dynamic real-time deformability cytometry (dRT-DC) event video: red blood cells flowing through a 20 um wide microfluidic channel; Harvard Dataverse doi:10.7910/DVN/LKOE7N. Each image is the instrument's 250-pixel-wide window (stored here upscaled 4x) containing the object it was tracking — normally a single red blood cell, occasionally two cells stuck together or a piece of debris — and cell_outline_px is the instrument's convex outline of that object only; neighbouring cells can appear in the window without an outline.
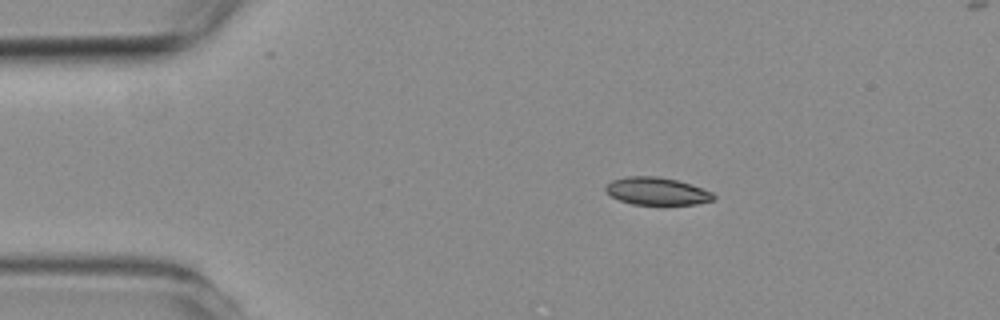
{"species": "common noctule bat (a hibernating species)", "species_latin": "Nyctalus noctula", "temperature_condition": "room temperature", "stored_images_in_passage": 5, "camera_frame_rate_fps": 3000, "um_per_image_px": 0.085, "animal": {"sex": "female", "body_mass_g": 19.3, "forearm_length_mm": 54.1}, "frame": {"image": 1, "passage_image": 2, "time_ms": 2.0, "image_size_px": [1000, 320], "cell_outline_px": [[716, 200], [696, 204], [632, 204], [620, 200], [612, 196], [604, 188], [612, 180], [624, 176], [660, 176], [692, 184], [712, 192], [716, 196]], "centroid_in_image_um": [55.87, 16.24], "position_along_channel_um": 29.1, "area_um2": 17.34}}
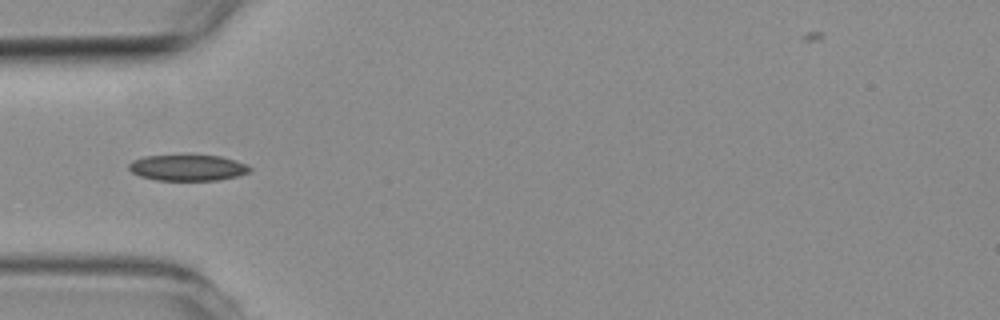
{"frame": {"image": 2, "passage_image": 4, "time_ms": 4.333, "image_size_px": [1000, 320], "cell_outline_px": [[252, 168], [248, 172], [236, 176], [220, 180], [156, 180], [140, 176], [132, 172], [128, 168], [128, 164], [132, 160], [144, 156], [184, 152], [192, 152], [220, 156], [244, 164]], "centroid_in_image_um": [15.88, 14.2], "position_along_channel_um": 69.1, "area_um2": 19.19}}
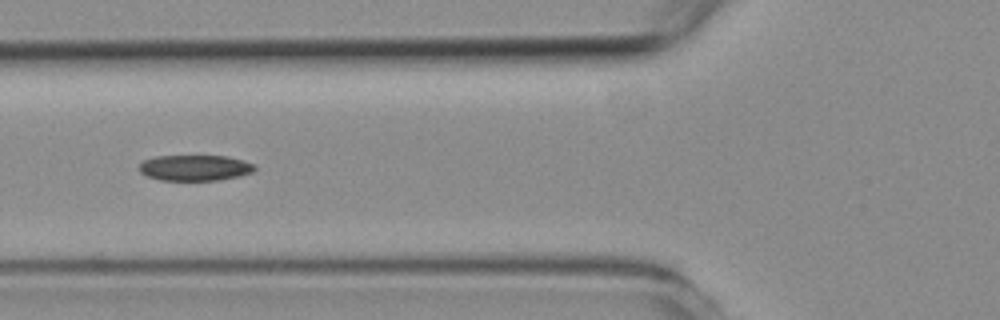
{"frame": {"image": 3, "passage_image": 5, "time_ms": 5.333, "image_size_px": [1000, 320], "cell_outline_px": [[256, 168], [252, 172], [240, 176], [220, 180], [160, 180], [148, 176], [140, 172], [140, 164], [144, 160], [156, 156], [228, 156], [244, 160], [256, 164]], "centroid_in_image_um": [16.62, 14.26], "position_along_channel_um": 109.2, "area_um2": 17.4}}